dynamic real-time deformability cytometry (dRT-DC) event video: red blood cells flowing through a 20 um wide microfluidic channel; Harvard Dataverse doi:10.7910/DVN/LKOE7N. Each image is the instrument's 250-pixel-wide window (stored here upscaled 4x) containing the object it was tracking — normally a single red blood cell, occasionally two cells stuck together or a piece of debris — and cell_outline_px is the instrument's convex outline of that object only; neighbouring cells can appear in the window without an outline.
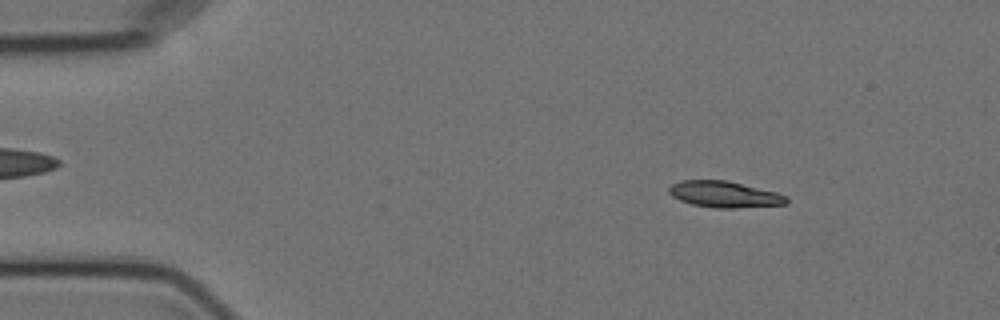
{"species": "Egyptian fruit bat (a non-hibernating species)", "species_latin": "Rousettus aegyptiacus", "temperature_condition": "cold", "stored_images_in_passage": 4, "camera_frame_rate_fps": 3000, "um_per_image_px": 0.085, "animal": {"sex": "female"}, "frame": {"image": 1, "passage_image": 2, "time_ms": 1.0, "image_size_px": [1000, 320], "cell_outline_px": [[788, 204], [736, 208], [716, 208], [692, 204], [680, 200], [672, 196], [668, 192], [668, 188], [672, 184], [680, 180], [728, 180], [776, 192], [788, 196]], "centroid_in_image_um": [61.59, 16.51], "position_along_channel_um": 23.4, "area_um2": 18.09}}